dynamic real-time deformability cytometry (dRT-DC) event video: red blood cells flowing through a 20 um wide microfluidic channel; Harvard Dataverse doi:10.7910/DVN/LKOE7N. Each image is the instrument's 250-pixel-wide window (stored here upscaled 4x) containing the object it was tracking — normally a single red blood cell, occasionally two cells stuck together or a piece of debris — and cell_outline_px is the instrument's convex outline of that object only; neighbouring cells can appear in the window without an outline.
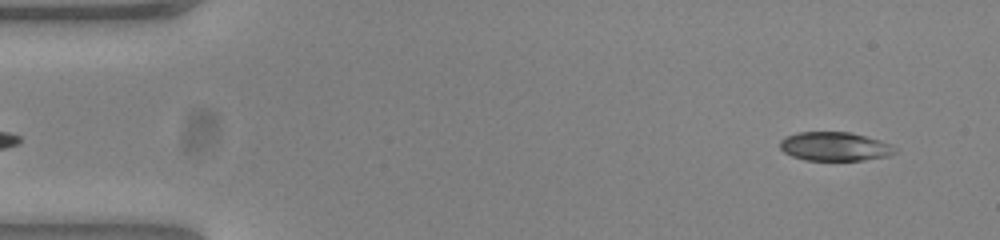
{"species": "common noctule bat (a hibernating species)", "species_latin": "Nyctalus noctula", "temperature_condition": "warm", "stored_images_in_passage": 52, "camera_frame_rate_fps": 3000, "um_per_image_px": 0.085, "animal": {"sex": "female", "body_mass_g": 23.0, "forearm_length_mm": 53.4}, "frame": {"image": 1, "passage_image": 3, "time_ms": 0.667, "image_size_px": [1000, 240], "cell_outline_px": [[896, 152], [888, 156], [864, 160], [804, 160], [792, 156], [784, 152], [780, 148], [780, 140], [796, 132], [848, 132], [880, 140], [892, 144]], "centroid_in_image_um": [70.94, 12.45], "position_along_channel_um": 14.1, "area_um2": 19.25}}
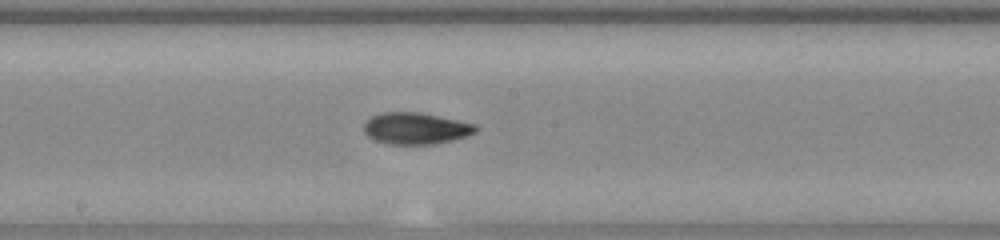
{"frame": {"image": 2, "passage_image": 27, "time_ms": 8.667, "image_size_px": [1000, 240], "cell_outline_px": [[480, 128], [476, 132], [452, 140], [432, 144], [392, 144], [376, 140], [368, 136], [364, 132], [364, 124], [372, 116], [384, 112], [420, 112], [476, 124]], "centroid_in_image_um": [35.36, 10.9], "position_along_channel_um": 212.8, "area_um2": 20.4}}
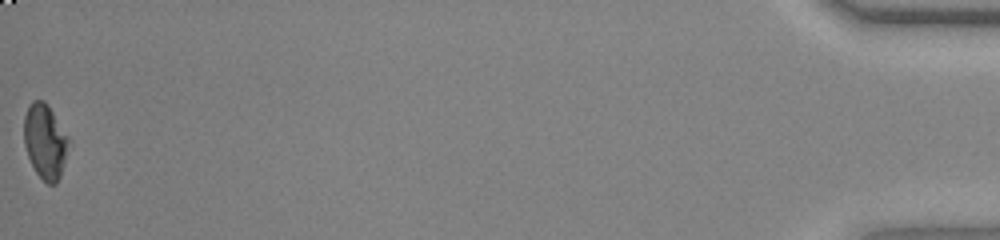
{"frame": {"image": 3, "passage_image": 52, "time_ms": 17.0, "image_size_px": [1000, 240], "cell_outline_px": [[68, 140], [64, 164], [60, 176], [56, 184], [48, 184], [36, 172], [28, 156], [24, 144], [24, 116], [28, 104], [32, 100], [44, 100], [48, 104], [68, 136]], "centroid_in_image_um": [3.81, 11.98], "position_along_channel_um": 431.4, "area_um2": 19.31}, "authors_computed_cell_mechanics": {"area_um2": 20.2011, "velocity_mm_per_s": 3.8677, "shape_relaxation_time_tau1_ms": 5.7519, "shape_relaxation_time_tau2_ms": 2.0472, "deformation_change_tau1": 0.1773, "deformation_change_tau2": 0.0636}}